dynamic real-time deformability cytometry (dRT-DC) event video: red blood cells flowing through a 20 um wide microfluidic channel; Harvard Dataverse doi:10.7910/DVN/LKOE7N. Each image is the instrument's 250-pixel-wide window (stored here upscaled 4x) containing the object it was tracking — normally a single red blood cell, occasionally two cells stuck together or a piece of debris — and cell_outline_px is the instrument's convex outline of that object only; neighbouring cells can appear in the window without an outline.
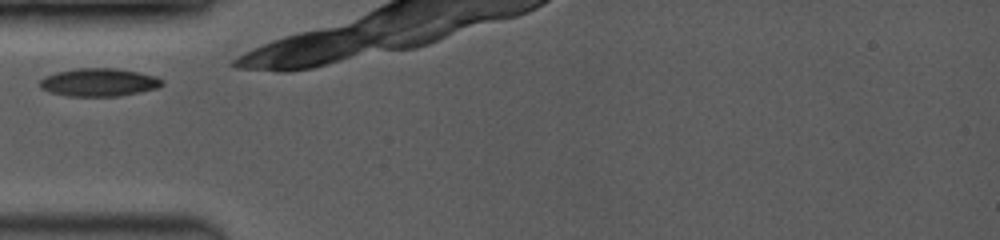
{"species": "common noctule bat (a hibernating species)", "species_latin": "Nyctalus noctula", "temperature_condition": "room temperature", "stored_images_in_passage": 11, "camera_frame_rate_fps": 3500, "um_per_image_px": 0.085, "animal": {"sex": "female", "body_mass_g": 19.0, "forearm_length_mm": 53.3}, "frame": {"image": 1, "passage_image": 1, "time_ms": 0.0, "image_size_px": [1000, 240], "cell_outline_px": [[164, 84], [156, 88], [140, 92], [120, 96], [68, 96], [52, 92], [40, 88], [40, 80], [44, 76], [56, 72], [76, 68], [116, 68], [156, 76], [164, 80]], "centroid_in_image_um": [8.41, 6.99], "position_along_channel_um": 76.6, "area_um2": 19.94}}